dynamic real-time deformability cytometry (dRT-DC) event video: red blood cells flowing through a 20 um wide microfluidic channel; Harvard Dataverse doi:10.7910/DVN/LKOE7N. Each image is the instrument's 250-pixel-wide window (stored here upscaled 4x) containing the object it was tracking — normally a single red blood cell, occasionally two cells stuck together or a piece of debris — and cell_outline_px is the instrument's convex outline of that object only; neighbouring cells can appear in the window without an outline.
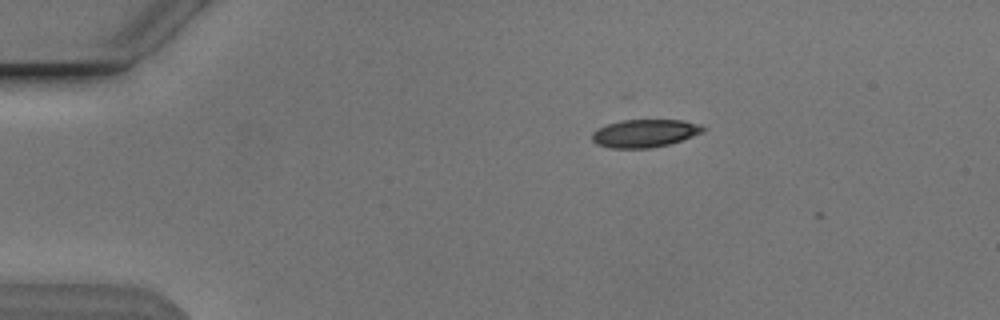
{"species": "Egyptian fruit bat (a non-hibernating species)", "species_latin": "Rousettus aegyptiacus", "temperature_condition": "cold", "stored_images_in_passage": 8, "camera_frame_rate_fps": 3000, "um_per_image_px": 0.085, "animal": {"sex": "male"}, "frame": {"image": 1, "passage_image": 1, "time_ms": 0.0, "image_size_px": [1000, 320], "cell_outline_px": [[708, 128], [704, 132], [668, 144], [648, 148], [612, 148], [596, 144], [592, 140], [592, 132], [596, 128], [620, 120], [684, 120], [700, 124]], "centroid_in_image_um": [54.8, 11.32], "position_along_channel_um": 30.2, "area_um2": 18.09}}